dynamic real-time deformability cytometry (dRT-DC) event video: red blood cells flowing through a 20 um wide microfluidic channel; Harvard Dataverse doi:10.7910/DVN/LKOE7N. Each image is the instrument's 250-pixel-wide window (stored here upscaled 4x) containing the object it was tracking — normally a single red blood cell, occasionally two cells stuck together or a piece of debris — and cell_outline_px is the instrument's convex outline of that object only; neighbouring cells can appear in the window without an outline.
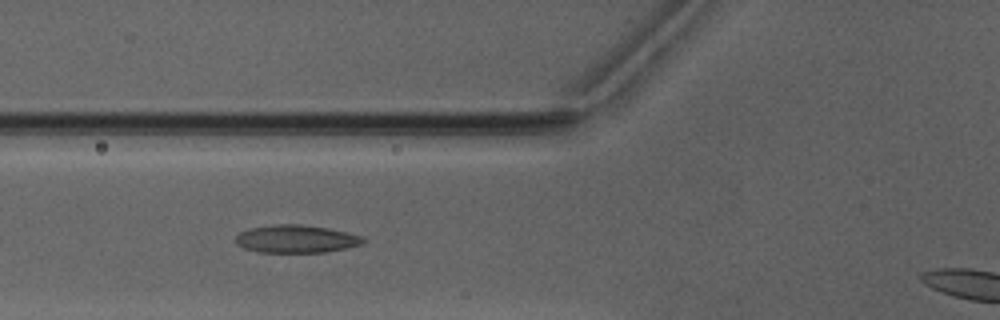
{"species": "Egyptian fruit bat (a non-hibernating species)", "species_latin": "Rousettus aegyptiacus", "temperature_condition": "warm", "stored_images_in_passage": 31, "camera_frame_rate_fps": 3000, "um_per_image_px": 0.085, "animal": {"sex": "male"}, "frame": {"image": 1, "passage_image": 5, "time_ms": 1.333, "image_size_px": [1000, 320], "cell_outline_px": [[368, 240], [364, 244], [348, 248], [324, 252], [256, 252], [244, 248], [236, 244], [236, 236], [240, 232], [248, 228], [276, 224], [300, 224], [328, 228], [360, 236]], "centroid_in_image_um": [25.17, 20.31], "position_along_channel_um": 100.6, "area_um2": 20.75}}
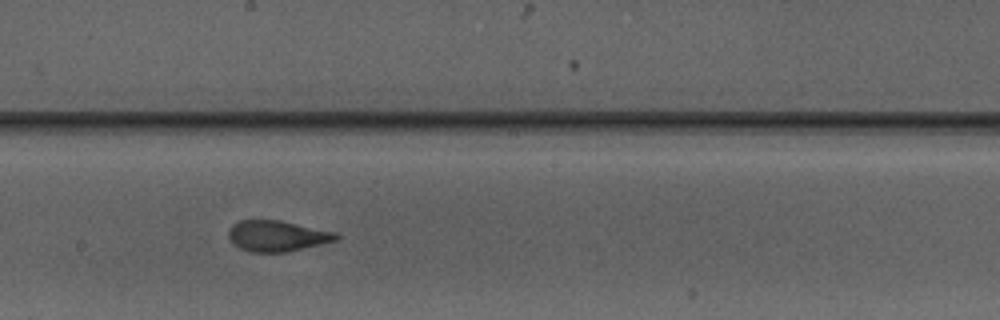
{"frame": {"image": 2, "passage_image": 14, "time_ms": 4.333, "image_size_px": [1000, 320], "cell_outline_px": [[340, 240], [288, 252], [252, 252], [240, 248], [232, 244], [228, 236], [228, 232], [232, 224], [240, 220], [280, 220], [336, 232], [340, 236]], "centroid_in_image_um": [23.58, 20.06], "position_along_channel_um": 224.6, "area_um2": 19.59}}